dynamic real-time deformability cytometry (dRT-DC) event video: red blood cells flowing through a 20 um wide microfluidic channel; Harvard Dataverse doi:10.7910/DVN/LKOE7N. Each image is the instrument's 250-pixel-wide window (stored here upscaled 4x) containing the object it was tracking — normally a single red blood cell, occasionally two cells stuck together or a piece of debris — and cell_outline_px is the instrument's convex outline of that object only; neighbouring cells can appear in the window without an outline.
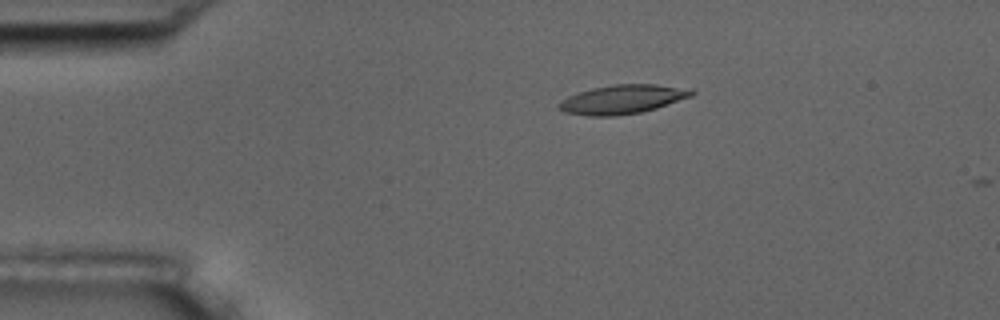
{"species": "common noctule bat (a hibernating species)", "species_latin": "Nyctalus noctula", "temperature_condition": "room temperature", "stored_images_in_passage": 4, "camera_frame_rate_fps": 3000, "um_per_image_px": 0.085, "animal": {"sex": "male", "body_mass_g": 17.5, "forearm_length_mm": 52.3}, "frame": {"image": 1, "passage_image": 3, "time_ms": 0.667, "image_size_px": [1000, 320], "cell_outline_px": [[696, 92], [692, 96], [656, 108], [640, 112], [616, 116], [588, 116], [564, 112], [556, 108], [556, 104], [560, 100], [568, 96], [592, 88], [616, 84], [656, 84], [692, 88]], "centroid_in_image_um": [52.9, 8.44], "position_along_channel_um": 32.1, "area_um2": 22.6}}